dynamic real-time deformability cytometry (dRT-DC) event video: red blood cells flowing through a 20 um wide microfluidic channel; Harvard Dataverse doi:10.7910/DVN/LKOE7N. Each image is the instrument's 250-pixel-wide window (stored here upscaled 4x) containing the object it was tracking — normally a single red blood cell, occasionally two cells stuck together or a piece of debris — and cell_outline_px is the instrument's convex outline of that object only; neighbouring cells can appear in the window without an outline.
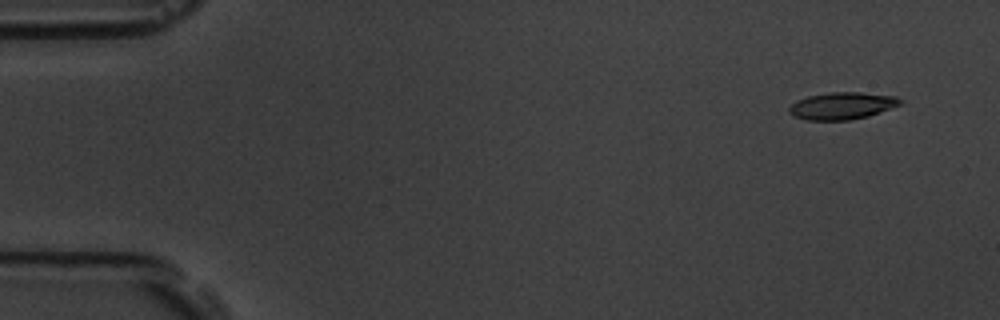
{"species": "common noctule bat (a hibernating species)", "species_latin": "Nyctalus noctula", "temperature_condition": "room temperature", "stored_images_in_passage": 4, "camera_frame_rate_fps": 3000, "um_per_image_px": 0.085, "animal": {"sex": "male", "body_mass_g": 19.5, "forearm_length_mm": 54.6}, "frame": {"image": 1, "passage_image": 1, "time_ms": 0.0, "image_size_px": [1000, 320], "cell_outline_px": [[904, 100], [900, 104], [880, 112], [868, 116], [848, 120], [808, 120], [792, 116], [788, 112], [788, 108], [796, 100], [808, 96], [828, 92], [860, 92], [896, 96]], "centroid_in_image_um": [71.55, 8.99], "position_along_channel_um": 13.4, "area_um2": 17.63}}
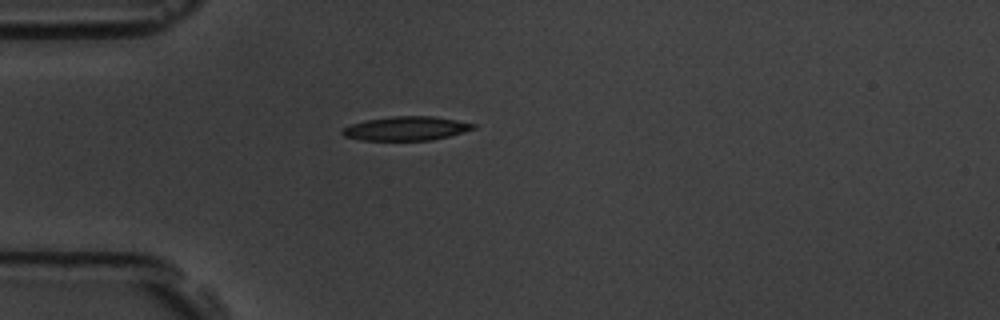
{"frame": {"image": 2, "passage_image": 4, "time_ms": 4.0, "image_size_px": [1000, 320], "cell_outline_px": [[476, 128], [448, 136], [432, 140], [360, 140], [344, 136], [340, 132], [344, 128], [352, 124], [364, 120], [392, 116], [432, 116], [456, 120], [476, 124]], "centroid_in_image_um": [34.51, 10.91], "position_along_channel_um": 50.5, "area_um2": 18.21}}